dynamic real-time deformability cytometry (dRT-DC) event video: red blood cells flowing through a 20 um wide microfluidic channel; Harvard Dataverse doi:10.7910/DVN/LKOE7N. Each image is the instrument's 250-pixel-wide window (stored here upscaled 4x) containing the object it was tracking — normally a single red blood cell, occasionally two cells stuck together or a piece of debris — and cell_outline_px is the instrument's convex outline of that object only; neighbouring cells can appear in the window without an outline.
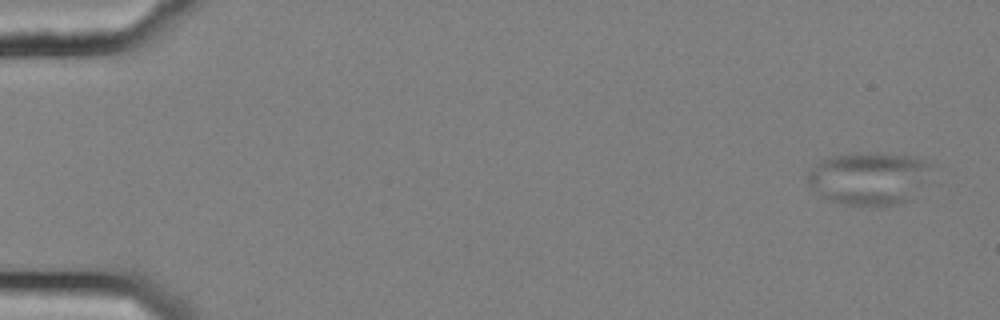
{"species": "common noctule bat (a hibernating species)", "species_latin": "Nyctalus noctula", "temperature_condition": "cold", "stored_images_in_passage": 55, "camera_frame_rate_fps": 3000, "um_per_image_px": 0.085, "animal": {"sex": "female", "body_mass_g": 25.1}, "frame": {"image": 1, "passage_image": 1, "time_ms": 0.0, "image_size_px": [1000, 320], "cell_outline_px": [[928, 168], [908, 200], [900, 204], [860, 208], [828, 200], [820, 196], [808, 184], [808, 172], [820, 160], [828, 156], [876, 152], [916, 156], [924, 160], [928, 164]], "centroid_in_image_um": [73.73, 15.17], "position_along_channel_um": 11.3, "area_um2": 37.63}}
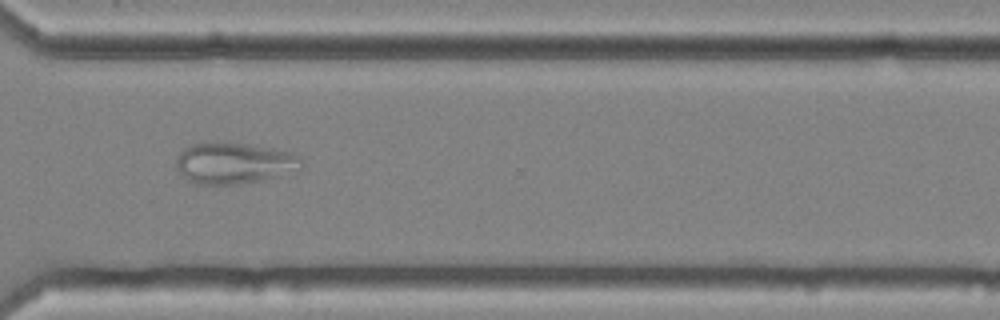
{"frame": {"image": 2, "passage_image": 41, "time_ms": 13.333, "image_size_px": [1000, 320], "cell_outline_px": [[304, 168], [280, 176], [260, 180], [236, 184], [196, 184], [188, 180], [176, 168], [176, 156], [184, 148], [192, 144], [248, 144], [296, 152], [304, 160]], "centroid_in_image_um": [19.98, 13.88], "position_along_channel_um": 350.6, "area_um2": 30.06}}
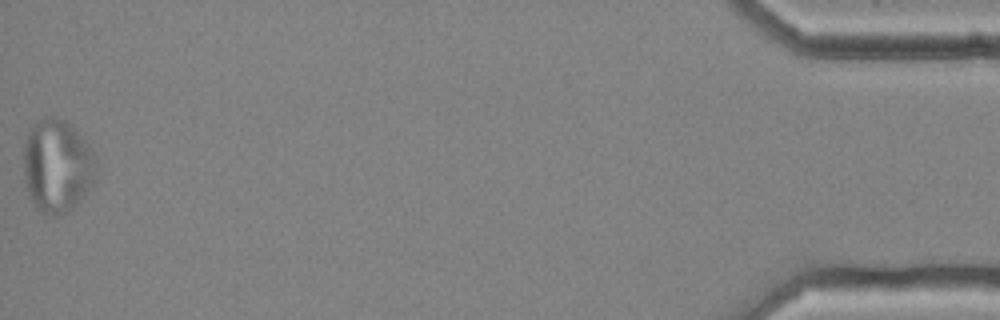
{"frame": {"image": 3, "passage_image": 55, "time_ms": 18.0, "image_size_px": [1000, 320], "cell_outline_px": [[96, 156], [92, 180], [80, 200], [68, 212], [52, 216], [36, 208], [28, 192], [24, 180], [24, 144], [28, 132], [44, 116], [56, 116], [68, 120], [84, 140]], "centroid_in_image_um": [4.83, 14.06], "position_along_channel_um": 430.4, "area_um2": 38.9}}